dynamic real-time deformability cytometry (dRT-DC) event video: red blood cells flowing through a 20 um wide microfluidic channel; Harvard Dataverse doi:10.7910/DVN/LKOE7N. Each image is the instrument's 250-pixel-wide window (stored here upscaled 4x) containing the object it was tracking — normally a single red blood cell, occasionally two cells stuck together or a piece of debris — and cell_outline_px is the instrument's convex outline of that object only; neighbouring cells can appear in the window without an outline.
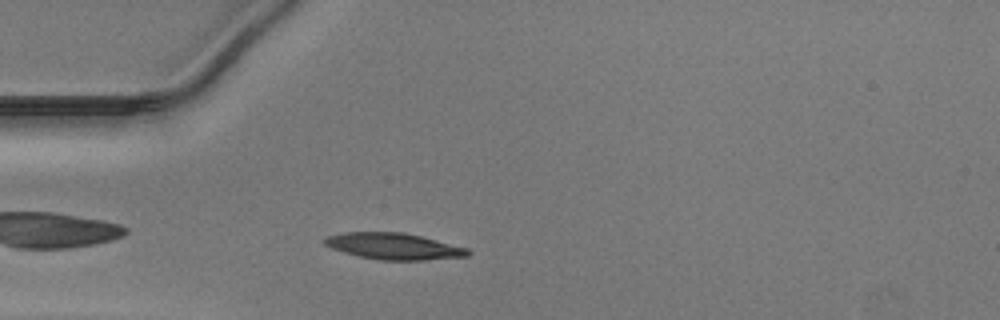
{"species": "Egyptian fruit bat (a non-hibernating species)", "species_latin": "Rousettus aegyptiacus", "temperature_condition": "warm", "stored_images_in_passage": 32, "camera_frame_rate_fps": 3000, "um_per_image_px": 0.085, "animal": {"sex": "male"}, "frame": {"image": 1, "passage_image": 4, "time_ms": 1.0, "image_size_px": [1000, 320], "cell_outline_px": [[472, 252], [468, 256], [424, 260], [380, 260], [360, 256], [344, 252], [332, 248], [324, 244], [320, 240], [324, 236], [344, 232], [404, 232], [468, 248]], "centroid_in_image_um": [33.43, 20.92], "position_along_channel_um": 51.6, "area_um2": 22.08}}
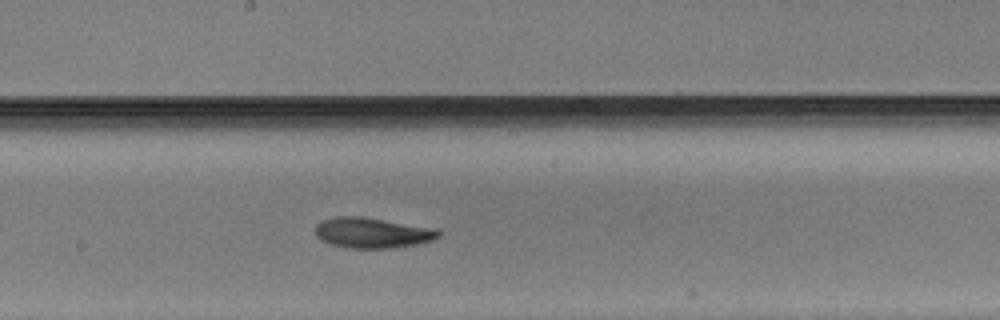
{"frame": {"image": 2, "passage_image": 17, "time_ms": 5.333, "image_size_px": [1000, 320], "cell_outline_px": [[440, 236], [432, 240], [416, 244], [392, 248], [348, 248], [332, 244], [320, 240], [316, 236], [316, 224], [324, 220], [336, 216], [360, 216], [436, 228], [440, 232]], "centroid_in_image_um": [31.64, 19.78], "position_along_channel_um": 216.6, "area_um2": 21.79}}
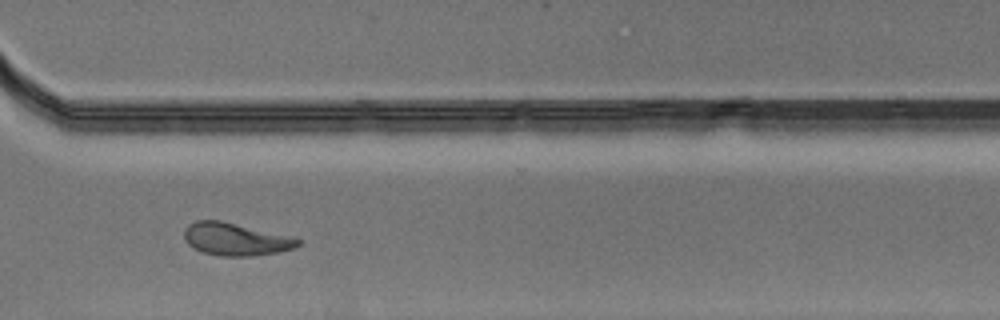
{"frame": {"image": 3, "passage_image": 27, "time_ms": 8.667, "image_size_px": [1000, 320], "cell_outline_px": [[300, 244], [292, 248], [280, 252], [252, 256], [220, 256], [204, 252], [192, 248], [184, 240], [184, 228], [188, 224], [196, 220], [220, 220], [300, 240]], "centroid_in_image_um": [19.91, 20.34], "position_along_channel_um": 350.7, "area_um2": 21.15}}